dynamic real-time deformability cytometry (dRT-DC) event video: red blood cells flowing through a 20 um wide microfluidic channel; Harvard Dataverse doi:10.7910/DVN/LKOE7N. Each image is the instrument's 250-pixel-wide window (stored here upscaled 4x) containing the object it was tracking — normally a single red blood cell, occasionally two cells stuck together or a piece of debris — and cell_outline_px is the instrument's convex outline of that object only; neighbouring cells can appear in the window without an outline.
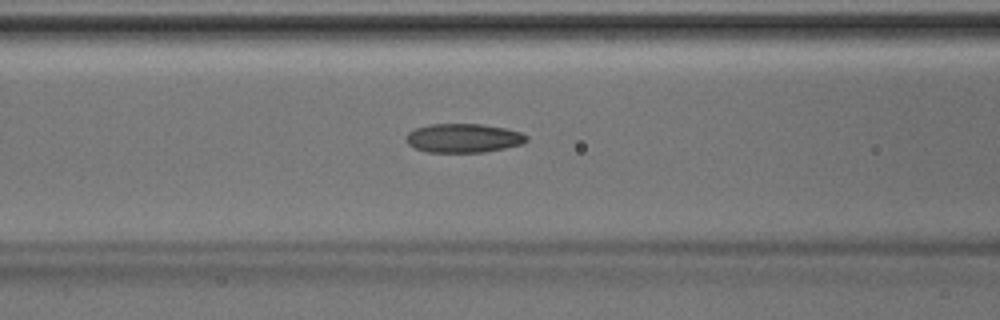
{"species": "Egyptian fruit bat (a non-hibernating species)", "species_latin": "Rousettus aegyptiacus", "temperature_condition": "room temperature", "stored_images_in_passage": 27, "camera_frame_rate_fps": 3000, "um_per_image_px": 0.085, "animal": {"sex": "male"}, "frame": {"image": 1, "passage_image": 5, "time_ms": 1.333, "image_size_px": [1000, 320], "cell_outline_px": [[528, 140], [524, 144], [484, 152], [428, 152], [416, 148], [408, 144], [404, 140], [404, 136], [408, 132], [416, 128], [428, 124], [480, 124], [508, 128], [520, 132], [528, 136]], "centroid_in_image_um": [39.39, 11.73], "position_along_channel_um": 127.2, "area_um2": 20.52}}
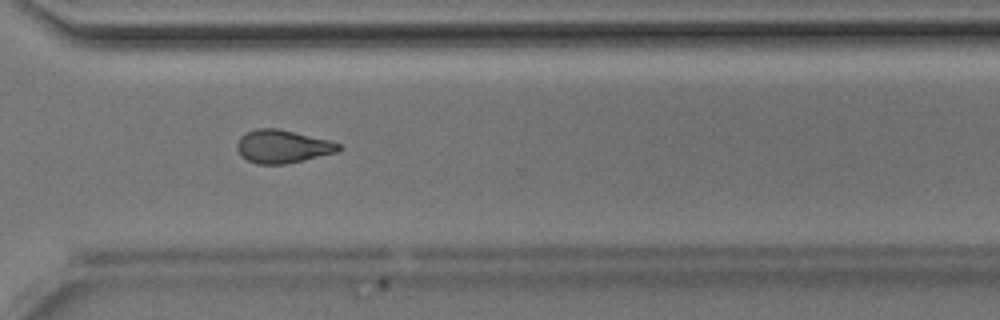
{"frame": {"image": 2, "passage_image": 20, "time_ms": 6.333, "image_size_px": [1000, 320], "cell_outline_px": [[340, 148], [336, 152], [304, 160], [284, 164], [256, 164], [248, 160], [236, 148], [236, 144], [240, 136], [256, 128], [276, 128], [332, 140], [340, 144]], "centroid_in_image_um": [24.02, 12.44], "position_along_channel_um": 346.6, "area_um2": 19.48}}
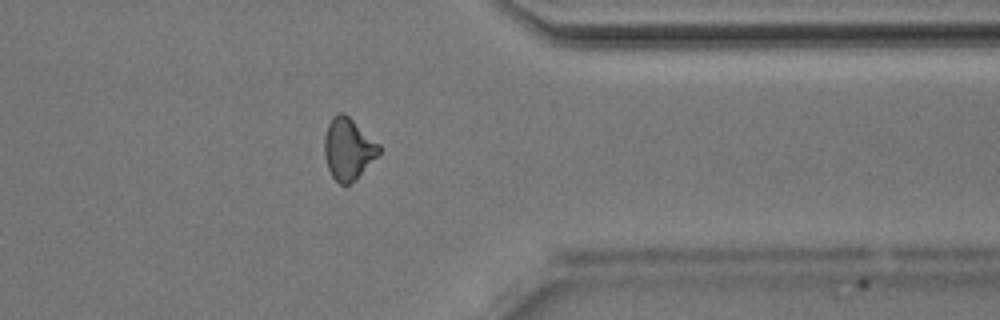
{"frame": {"image": 3, "passage_image": 23, "time_ms": 7.333, "image_size_px": [1000, 320], "cell_outline_px": [[380, 156], [348, 184], [340, 184], [332, 176], [328, 168], [324, 156], [324, 136], [328, 124], [332, 116], [340, 112], [344, 112], [380, 144]], "centroid_in_image_um": [29.6, 12.63], "position_along_channel_um": 381.8, "area_um2": 19.65}}